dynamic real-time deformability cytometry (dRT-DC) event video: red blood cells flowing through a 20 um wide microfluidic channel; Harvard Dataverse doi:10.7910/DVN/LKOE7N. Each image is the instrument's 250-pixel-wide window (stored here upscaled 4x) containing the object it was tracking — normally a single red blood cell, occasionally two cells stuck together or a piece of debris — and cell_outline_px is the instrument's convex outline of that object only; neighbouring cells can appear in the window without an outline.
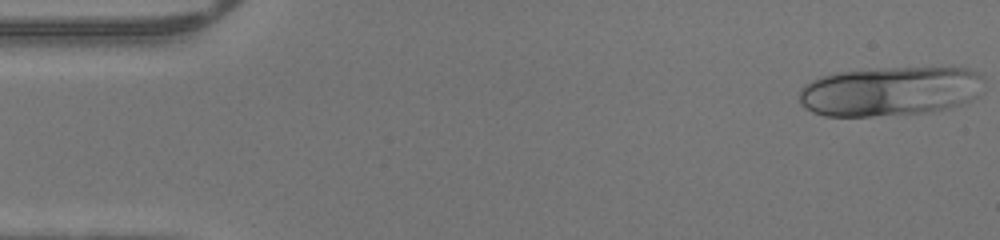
{"species": "human", "species_latin": "Homo sapiens", "temperature_condition": "warm", "stored_images_in_passage": 46, "camera_frame_rate_fps": 3000, "um_per_image_px": 0.085, "donor": {"sex": "male"}, "frame": {"image": 1, "passage_image": 1, "time_ms": 0.0, "image_size_px": [1000, 240], "cell_outline_px": [[984, 92], [972, 100], [964, 104], [932, 112], [872, 116], [824, 116], [812, 112], [804, 108], [800, 104], [800, 88], [804, 84], [820, 76], [840, 72], [888, 68], [968, 68], [980, 72], [984, 76]], "centroid_in_image_um": [75.73, 7.76], "position_along_channel_um": 9.3, "area_um2": 53.93}}
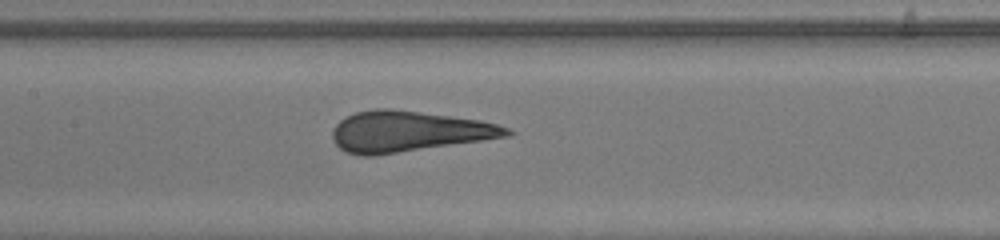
{"frame": {"image": 2, "passage_image": 21, "time_ms": 6.667, "image_size_px": [1000, 240], "cell_outline_px": [[516, 132], [508, 136], [372, 156], [360, 156], [344, 152], [336, 144], [332, 136], [332, 128], [344, 116], [356, 112], [376, 108], [392, 108], [480, 120], [496, 124], [508, 128]], "centroid_in_image_um": [34.66, 11.16], "position_along_channel_um": 172.7, "area_um2": 41.27}}
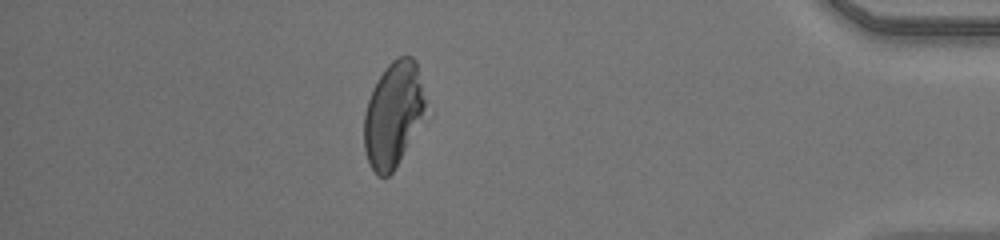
{"frame": {"image": 3, "passage_image": 40, "time_ms": 13.0, "image_size_px": [1000, 240], "cell_outline_px": [[424, 112], [392, 172], [388, 176], [376, 176], [368, 160], [364, 148], [364, 112], [372, 88], [376, 80], [384, 68], [392, 60], [400, 56], [412, 56], [416, 60], [424, 100]], "centroid_in_image_um": [33.36, 9.68], "position_along_channel_um": 401.8, "area_um2": 36.59}}